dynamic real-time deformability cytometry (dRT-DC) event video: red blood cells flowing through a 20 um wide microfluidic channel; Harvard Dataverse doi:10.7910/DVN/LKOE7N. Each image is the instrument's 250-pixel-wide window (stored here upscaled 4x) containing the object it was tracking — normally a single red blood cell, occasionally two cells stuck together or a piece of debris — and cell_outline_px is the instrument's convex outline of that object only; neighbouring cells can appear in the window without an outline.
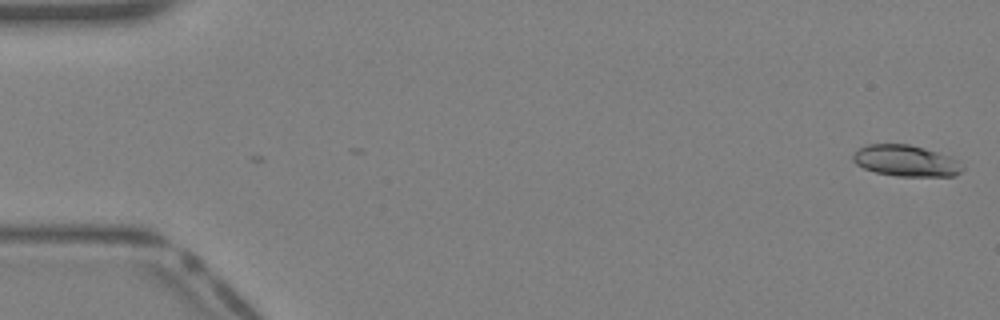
{"species": "Egyptian fruit bat (a non-hibernating species)", "species_latin": "Rousettus aegyptiacus", "temperature_condition": "warm", "stored_images_in_passage": 2, "camera_frame_rate_fps": 3000, "um_per_image_px": 0.085, "animal": {"sex": "female"}, "frame": {"image": 1, "passage_image": 2, "time_ms": 0.333, "image_size_px": [1000, 320], "cell_outline_px": [[964, 168], [956, 176], [896, 176], [876, 172], [864, 168], [856, 164], [852, 160], [852, 156], [860, 148], [868, 144], [908, 144], [924, 148], [948, 156], [964, 164]], "centroid_in_image_um": [77.01, 13.67], "position_along_channel_um": 8.0, "area_um2": 19.83}}